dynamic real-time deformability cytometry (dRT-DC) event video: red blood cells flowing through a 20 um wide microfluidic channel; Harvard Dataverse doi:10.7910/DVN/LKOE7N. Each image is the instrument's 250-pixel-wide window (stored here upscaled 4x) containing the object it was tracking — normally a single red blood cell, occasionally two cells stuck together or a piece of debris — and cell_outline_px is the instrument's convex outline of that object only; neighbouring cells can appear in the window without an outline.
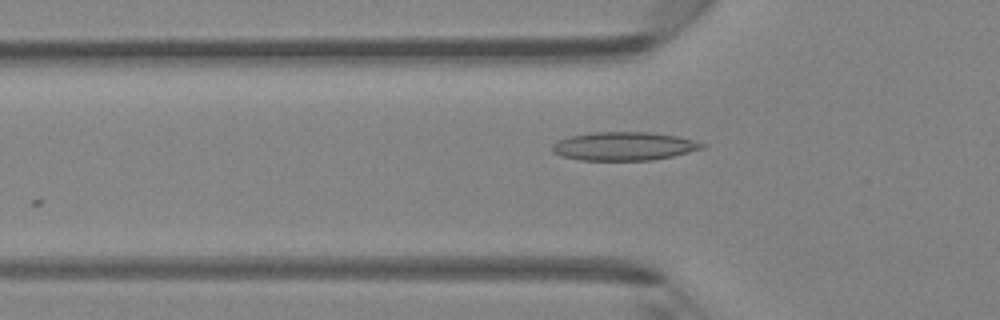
{"species": "Egyptian fruit bat (a non-hibernating species)", "species_latin": "Rousettus aegyptiacus", "temperature_condition": "room temperature", "stored_images_in_passage": 13, "camera_frame_rate_fps": 3000, "um_per_image_px": 0.085, "animal": {"sex": "female"}, "frame": {"image": 1, "passage_image": 2, "time_ms": 0.333, "image_size_px": [1000, 320], "cell_outline_px": [[704, 148], [672, 156], [652, 160], [580, 160], [560, 156], [552, 152], [552, 144], [556, 140], [572, 136], [592, 132], [648, 132], [676, 136], [692, 140], [704, 144]], "centroid_in_image_um": [52.97, 12.43], "position_along_channel_um": 72.8, "area_um2": 24.74}}
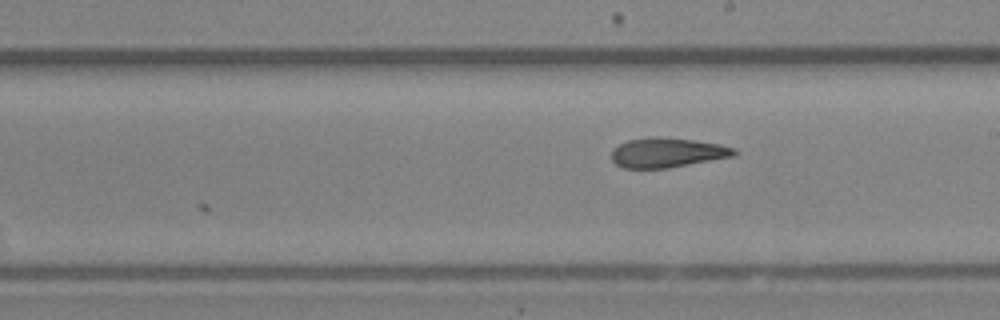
{"frame": {"image": 2, "passage_image": 13, "time_ms": 4.0, "image_size_px": [1000, 320], "cell_outline_px": [[736, 156], [668, 168], [624, 168], [616, 164], [612, 160], [612, 148], [628, 140], [648, 136], [656, 136], [692, 140], [720, 144], [736, 148]], "centroid_in_image_um": [56.72, 12.97], "position_along_channel_um": 232.3, "area_um2": 21.33}}